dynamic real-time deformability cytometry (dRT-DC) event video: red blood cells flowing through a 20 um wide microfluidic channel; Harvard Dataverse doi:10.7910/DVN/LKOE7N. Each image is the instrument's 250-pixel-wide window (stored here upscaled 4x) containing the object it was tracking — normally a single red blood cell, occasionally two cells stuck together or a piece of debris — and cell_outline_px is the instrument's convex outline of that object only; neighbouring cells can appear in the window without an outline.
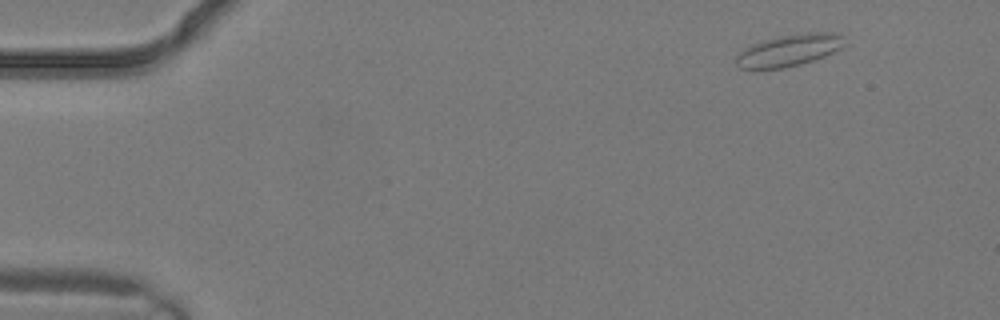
{"species": "common noctule bat (a hibernating species)", "species_latin": "Nyctalus noctula", "temperature_condition": "warm", "stored_images_in_passage": 3, "camera_frame_rate_fps": 3000, "um_per_image_px": 0.085, "animal": {"sex": "male", "body_mass_g": 19.2, "forearm_length_mm": 51.8}, "frame": {"image": 1, "passage_image": 1, "time_ms": 0.0, "image_size_px": [1000, 320], "cell_outline_px": [[844, 44], [840, 48], [824, 56], [800, 64], [784, 68], [740, 68], [736, 64], [736, 56], [744, 48], [752, 44], [764, 40], [780, 36], [804, 32], [832, 32], [844, 36]], "centroid_in_image_um": [67.07, 4.26], "position_along_channel_um": 17.9, "area_um2": 19.88}}
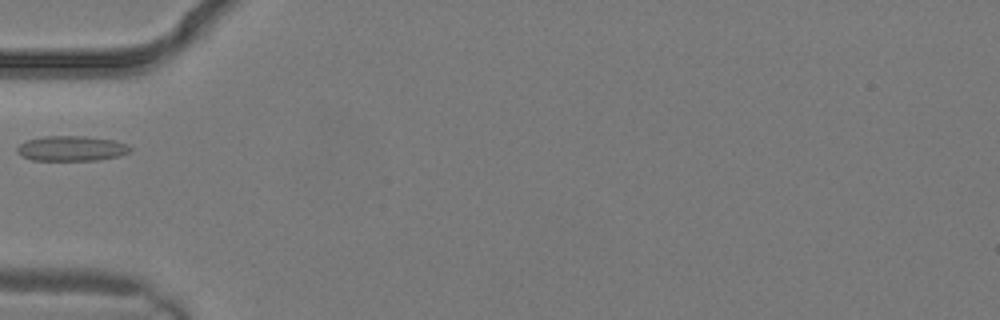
{"frame": {"image": 2, "passage_image": 3, "time_ms": 0.667, "image_size_px": [1000, 320], "cell_outline_px": [[132, 148], [128, 152], [120, 156], [96, 160], [32, 160], [20, 156], [16, 152], [16, 148], [20, 144], [28, 140], [44, 136], [84, 136], [112, 140], [124, 144]], "centroid_in_image_um": [6.02, 12.62], "position_along_channel_um": 79.0, "area_um2": 16.42}}